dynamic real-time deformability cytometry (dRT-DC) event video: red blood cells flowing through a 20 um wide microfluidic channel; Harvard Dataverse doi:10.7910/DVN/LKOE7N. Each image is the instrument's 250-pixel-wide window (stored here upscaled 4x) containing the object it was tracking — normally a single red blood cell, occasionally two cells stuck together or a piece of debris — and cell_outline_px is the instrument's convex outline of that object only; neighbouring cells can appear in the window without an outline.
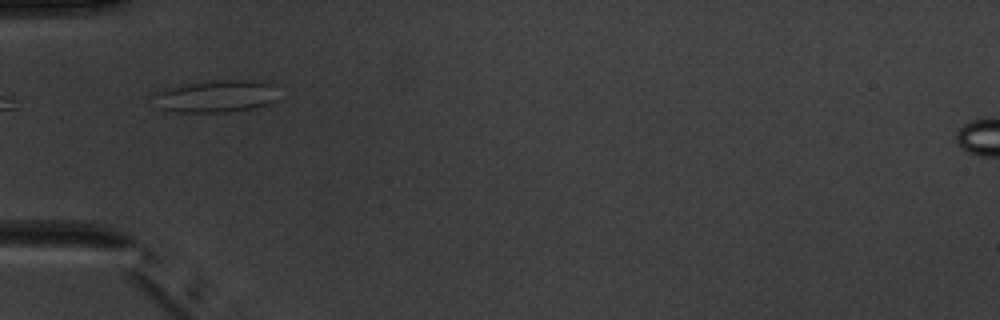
{"species": "common noctule bat (a hibernating species)", "species_latin": "Nyctalus noctula", "temperature_condition": "warm", "stored_images_in_passage": 5, "camera_frame_rate_fps": 3000, "um_per_image_px": 0.085, "animal": {"sex": "male", "body_mass_g": 20.1, "forearm_length_mm": 53.5}, "frame": {"image": 1, "passage_image": 2, "time_ms": 2.0, "image_size_px": [1000, 320], "cell_outline_px": [[276, 100], [268, 104], [252, 108], [224, 112], [176, 112], [160, 108], [156, 96], [156, 92], [164, 88], [188, 84], [224, 80], [252, 80], [272, 84]], "centroid_in_image_um": [18.37, 8.19], "position_along_channel_um": 66.6, "area_um2": 22.77}}
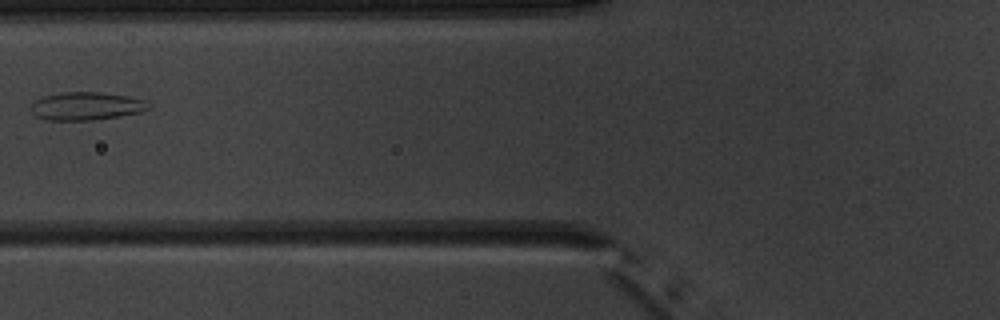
{"frame": {"image": 2, "passage_image": 3, "time_ms": 3.333, "image_size_px": [1000, 320], "cell_outline_px": [[148, 108], [140, 112], [120, 116], [92, 120], [44, 120], [36, 116], [32, 112], [32, 104], [36, 100], [44, 96], [60, 92], [104, 92], [128, 96], [144, 100]], "centroid_in_image_um": [7.3, 9.01], "position_along_channel_um": 118.5, "area_um2": 19.07}}
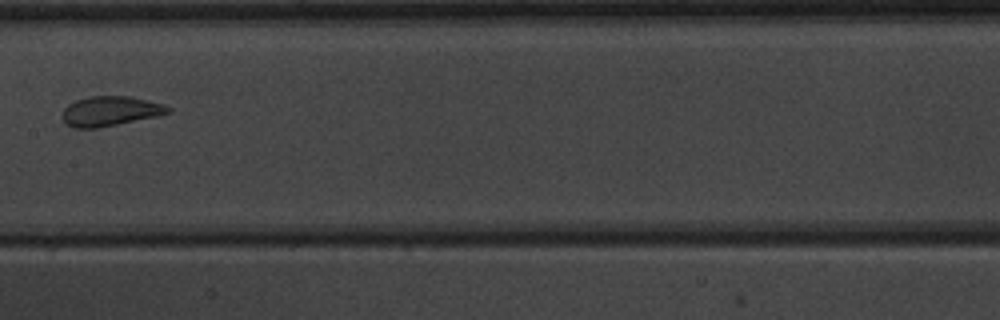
{"frame": {"image": 3, "passage_image": 5, "time_ms": 5.333, "image_size_px": [1000, 320], "cell_outline_px": [[172, 112], [156, 116], [96, 128], [72, 128], [64, 124], [64, 108], [68, 104], [76, 100], [88, 96], [128, 96], [148, 100], [164, 104], [172, 108]], "centroid_in_image_um": [9.37, 9.44], "position_along_channel_um": 198.0, "area_um2": 18.26}}